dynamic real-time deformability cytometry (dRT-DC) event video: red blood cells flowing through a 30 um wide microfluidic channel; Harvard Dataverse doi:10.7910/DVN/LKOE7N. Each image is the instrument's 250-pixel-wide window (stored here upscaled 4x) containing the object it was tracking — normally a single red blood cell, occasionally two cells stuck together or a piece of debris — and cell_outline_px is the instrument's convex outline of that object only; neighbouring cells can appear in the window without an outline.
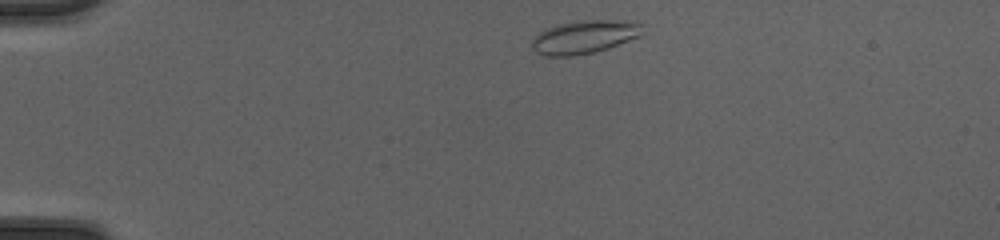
{"species": "common noctule bat (a hibernating species)", "species_latin": "Nyctalus noctula", "temperature_condition": "cold", "stored_images_in_passage": 40, "camera_frame_rate_fps": 3000, "um_per_image_px": 0.085, "animal": {"sex": "female", "body_mass_g": 20.0, "forearm_length_mm": 54.0}, "frame": {"image": 1, "passage_image": 2, "time_ms": 0.333, "image_size_px": [1000, 240], "cell_outline_px": [[644, 32], [640, 36], [608, 48], [592, 52], [572, 56], [544, 56], [536, 52], [532, 48], [532, 40], [540, 32], [556, 24], [580, 20], [628, 20], [644, 24]], "centroid_in_image_um": [49.71, 3.12], "position_along_channel_um": 35.3, "area_um2": 21.56}}
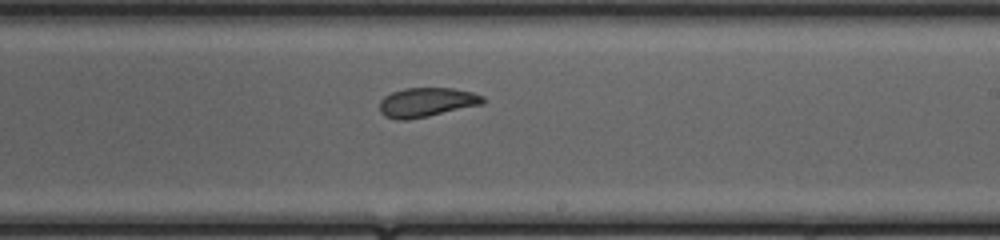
{"frame": {"image": 2, "passage_image": 22, "time_ms": 7.0, "image_size_px": [1000, 240], "cell_outline_px": [[484, 104], [428, 116], [408, 120], [396, 120], [384, 116], [380, 112], [380, 100], [384, 96], [392, 92], [404, 88], [452, 88], [472, 92], [484, 96]], "centroid_in_image_um": [36.25, 8.7], "position_along_channel_um": 252.7, "area_um2": 17.74}}
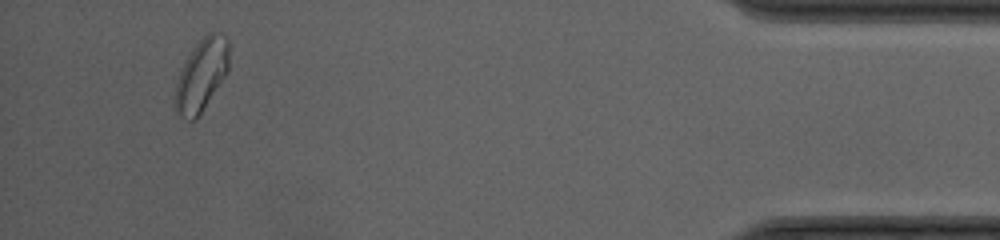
{"frame": {"image": 3, "passage_image": 38, "time_ms": 12.333, "image_size_px": [1000, 240], "cell_outline_px": [[228, 72], [196, 120], [188, 120], [176, 116], [176, 80], [180, 68], [184, 60], [196, 44], [208, 32], [216, 32], [224, 36], [228, 40]], "centroid_in_image_um": [17.11, 6.39], "position_along_channel_um": 418.1, "area_um2": 22.66}, "authors_computed_cell_mechanics": {"area_um2": 19.074, "velocity_mm_per_s": 4.2204, "shape_relaxation_time_tau1_ms": null, "shape_relaxation_time_tau2_ms": 1.2311, "deformation_change_tau1": null, "deformation_change_tau2": 0.0687}}